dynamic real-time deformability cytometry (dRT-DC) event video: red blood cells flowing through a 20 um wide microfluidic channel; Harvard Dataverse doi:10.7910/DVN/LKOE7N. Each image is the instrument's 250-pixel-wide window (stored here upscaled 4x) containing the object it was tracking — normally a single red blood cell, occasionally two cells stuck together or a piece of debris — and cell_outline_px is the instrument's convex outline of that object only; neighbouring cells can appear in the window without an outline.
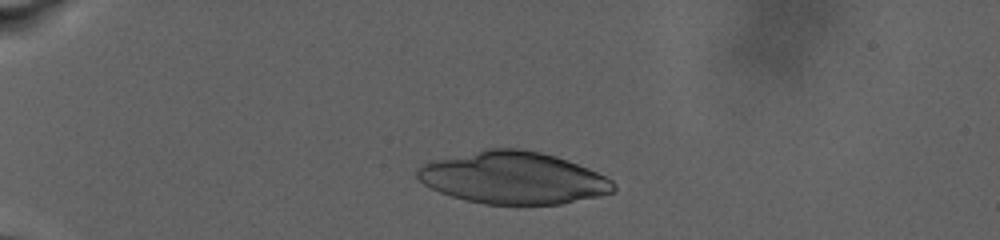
{"species": "human", "species_latin": "Homo sapiens", "temperature_condition": "warm", "stored_images_in_passage": 39, "camera_frame_rate_fps": 3000, "um_per_image_px": 0.085, "donor": {"sex": "male"}, "frame": {"image": 1, "passage_image": 2, "time_ms": 0.667, "image_size_px": [1000, 240], "cell_outline_px": [[616, 192], [600, 196], [560, 204], [484, 204], [464, 200], [440, 192], [424, 184], [416, 176], [416, 172], [424, 164], [432, 160], [488, 148], [520, 148], [540, 152], [556, 156], [568, 160], [588, 168], [612, 180], [616, 184]], "centroid_in_image_um": [43.65, 15.12], "position_along_channel_um": 41.3, "area_um2": 59.65}}